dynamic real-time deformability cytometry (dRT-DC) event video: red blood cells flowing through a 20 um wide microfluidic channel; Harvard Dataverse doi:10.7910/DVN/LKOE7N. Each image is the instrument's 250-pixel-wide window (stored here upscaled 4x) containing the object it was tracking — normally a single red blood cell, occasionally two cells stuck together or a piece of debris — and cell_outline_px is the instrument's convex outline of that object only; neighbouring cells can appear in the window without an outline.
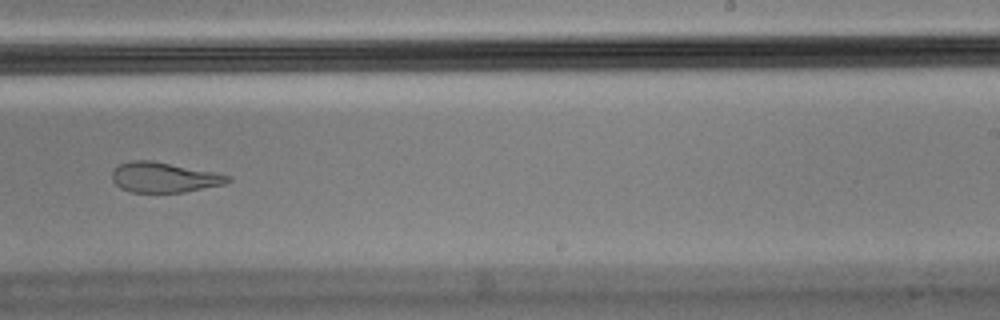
{"species": "Egyptian fruit bat (a non-hibernating species)", "species_latin": "Rousettus aegyptiacus", "temperature_condition": "cold", "stored_images_in_passage": 16, "camera_frame_rate_fps": 3000, "um_per_image_px": 0.085, "animal": {"sex": "male"}, "frame": {"image": 1, "passage_image": 10, "time_ms": 3.0, "image_size_px": [1000, 320], "cell_outline_px": [[232, 180], [224, 184], [184, 192], [132, 192], [120, 188], [112, 180], [112, 172], [120, 164], [132, 160], [152, 160], [216, 172], [232, 176]], "centroid_in_image_um": [13.97, 15.07], "position_along_channel_um": 275.0, "area_um2": 20.35}}
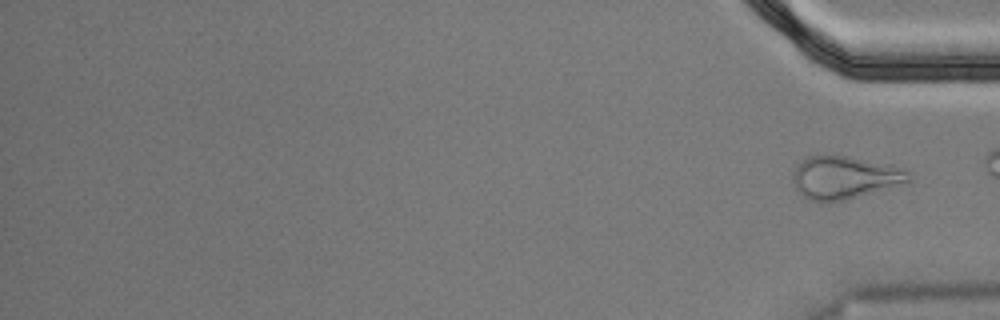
{"frame": {"image": 2, "passage_image": 16, "time_ms": 5.0, "image_size_px": [1000, 320], "cell_outline_px": [[912, 180], [844, 200], [808, 200], [796, 188], [792, 180], [792, 172], [796, 164], [800, 160], [808, 156], [848, 156], [892, 164], [904, 168], [912, 176]], "centroid_in_image_um": [71.77, 15.05], "position_along_channel_um": 363.4, "area_um2": 28.55}}